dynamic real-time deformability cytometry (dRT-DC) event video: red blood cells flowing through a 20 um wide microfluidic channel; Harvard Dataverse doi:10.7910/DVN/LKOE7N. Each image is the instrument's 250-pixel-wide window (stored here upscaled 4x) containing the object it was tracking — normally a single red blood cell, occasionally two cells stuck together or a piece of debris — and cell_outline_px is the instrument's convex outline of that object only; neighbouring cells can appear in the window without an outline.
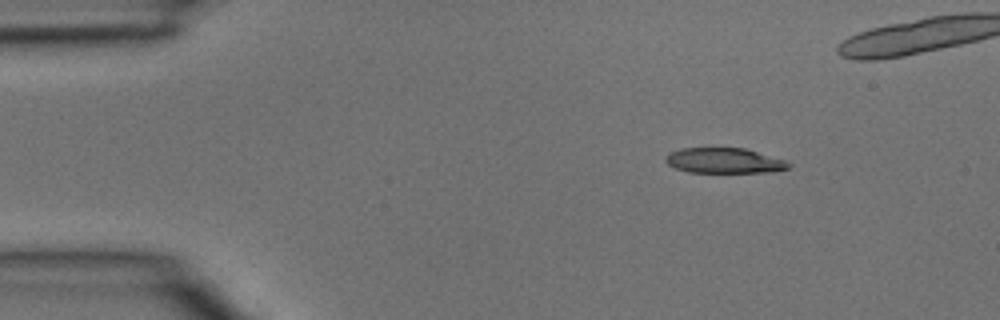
{"species": "common noctule bat (a hibernating species)", "species_latin": "Nyctalus noctula", "temperature_condition": "room temperature", "stored_images_in_passage": 4, "camera_frame_rate_fps": 3000, "um_per_image_px": 0.085, "animal": {"sex": "male", "body_mass_g": 15.6}, "frame": {"image": 1, "passage_image": 1, "time_ms": 0.0, "image_size_px": [1000, 320], "cell_outline_px": [[792, 164], [788, 168], [764, 172], [688, 172], [676, 168], [668, 164], [664, 160], [668, 152], [680, 148], [744, 148], [784, 160]], "centroid_in_image_um": [61.49, 13.64], "position_along_channel_um": 23.5, "area_um2": 17.92}}